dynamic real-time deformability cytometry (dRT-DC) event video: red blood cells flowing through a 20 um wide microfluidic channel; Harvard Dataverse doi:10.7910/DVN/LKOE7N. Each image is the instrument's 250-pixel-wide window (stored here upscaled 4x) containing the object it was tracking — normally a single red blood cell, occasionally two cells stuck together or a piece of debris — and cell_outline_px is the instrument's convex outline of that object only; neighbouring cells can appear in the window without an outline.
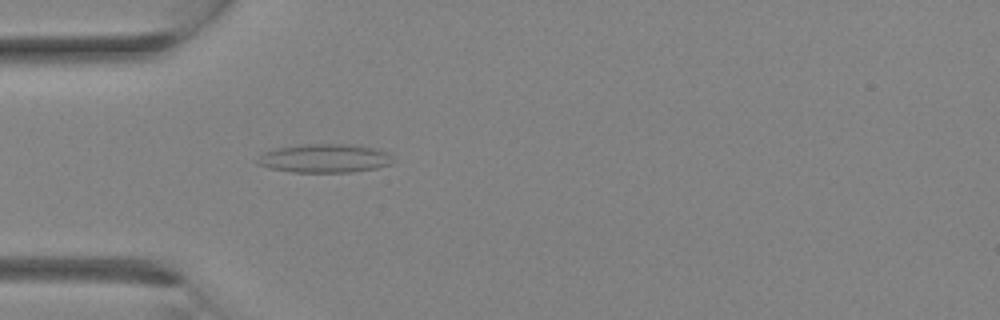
{"species": "Egyptian fruit bat (a non-hibernating species)", "species_latin": "Rousettus aegyptiacus", "temperature_condition": "room temperature", "stored_images_in_passage": 1, "camera_frame_rate_fps": 3000, "um_per_image_px": 0.085, "animal": {"sex": "female"}, "frame": {"image": 1, "passage_image": 1, "time_ms": 0.0, "image_size_px": [1000, 320], "cell_outline_px": [[396, 160], [392, 164], [376, 168], [352, 172], [292, 172], [268, 168], [260, 164], [256, 160], [264, 152], [276, 148], [304, 144], [348, 144], [376, 148], [388, 152]], "centroid_in_image_um": [27.65, 13.46], "position_along_channel_um": 57.4, "area_um2": 22.77}}